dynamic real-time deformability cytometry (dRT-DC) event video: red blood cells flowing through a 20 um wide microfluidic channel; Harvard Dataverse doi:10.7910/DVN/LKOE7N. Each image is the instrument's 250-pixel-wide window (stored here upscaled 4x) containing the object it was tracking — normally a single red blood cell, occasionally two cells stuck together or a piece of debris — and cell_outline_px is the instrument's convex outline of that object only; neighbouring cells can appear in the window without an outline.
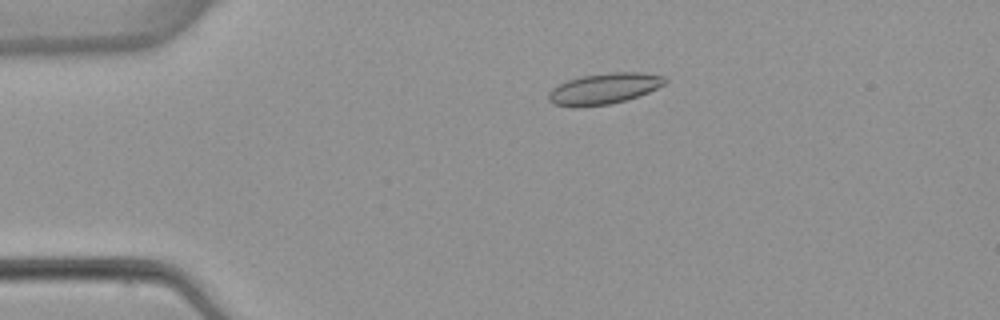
{"species": "common noctule bat (a hibernating species)", "species_latin": "Nyctalus noctula", "temperature_condition": "warm", "stored_images_in_passage": 2, "camera_frame_rate_fps": 3000, "um_per_image_px": 0.085, "animal": {"sex": "female", "body_mass_g": 22.7, "forearm_length_mm": 54.2}, "frame": {"image": 1, "passage_image": 1, "time_ms": 0.0, "image_size_px": [1000, 320], "cell_outline_px": [[668, 80], [664, 84], [648, 92], [628, 100], [608, 104], [576, 108], [552, 104], [548, 100], [548, 92], [552, 88], [568, 80], [580, 76], [612, 72], [644, 72], [664, 76]], "centroid_in_image_um": [51.33, 7.54], "position_along_channel_um": 33.7, "area_um2": 21.21}}